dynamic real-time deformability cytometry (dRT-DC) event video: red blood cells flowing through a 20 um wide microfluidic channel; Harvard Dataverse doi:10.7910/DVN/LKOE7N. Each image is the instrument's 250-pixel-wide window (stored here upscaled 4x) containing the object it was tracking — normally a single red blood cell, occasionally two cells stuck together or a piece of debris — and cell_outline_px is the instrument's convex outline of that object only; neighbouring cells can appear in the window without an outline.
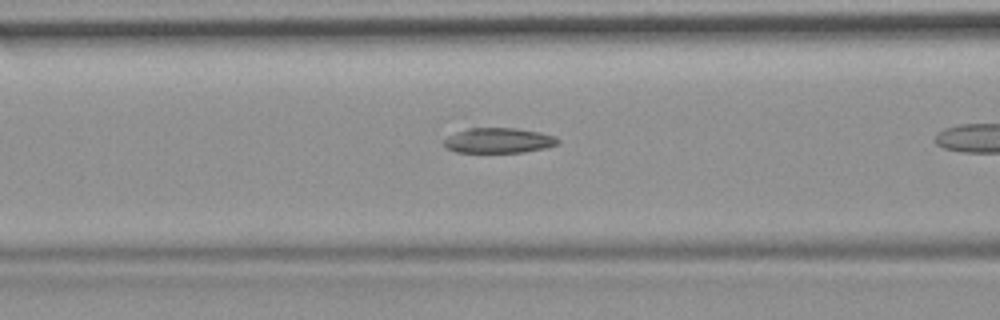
{"species": "common noctule bat (a hibernating species)", "species_latin": "Nyctalus noctula", "temperature_condition": "room temperature", "stored_images_in_passage": 14, "camera_frame_rate_fps": 3000, "um_per_image_px": 0.085, "animal": {"sex": "female", "body_mass_g": 19.9}, "frame": {"image": 1, "passage_image": 12, "time_ms": 3.667, "image_size_px": [1000, 320], "cell_outline_px": [[560, 140], [556, 144], [544, 148], [524, 152], [456, 152], [448, 148], [444, 144], [444, 140], [448, 136], [456, 132], [468, 128], [516, 128], [540, 132], [556, 136]], "centroid_in_image_um": [42.39, 11.93], "position_along_channel_um": 124.2, "area_um2": 16.59}}